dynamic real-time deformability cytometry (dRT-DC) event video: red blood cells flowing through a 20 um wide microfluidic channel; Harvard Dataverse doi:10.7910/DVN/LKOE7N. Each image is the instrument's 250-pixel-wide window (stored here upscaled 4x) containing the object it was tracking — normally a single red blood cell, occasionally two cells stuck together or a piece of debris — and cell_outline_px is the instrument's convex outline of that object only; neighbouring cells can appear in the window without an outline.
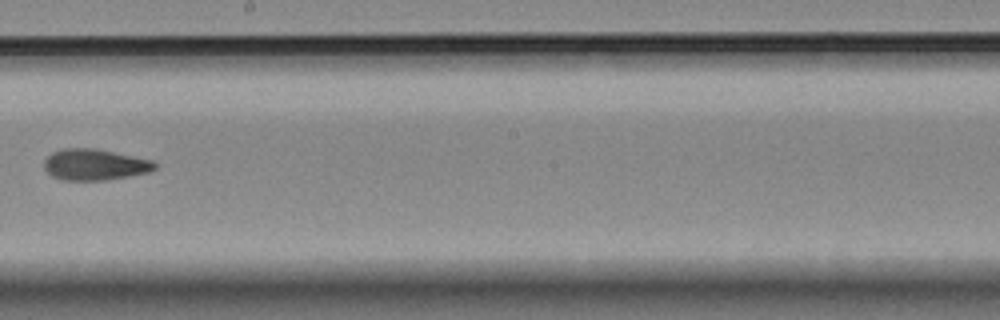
{"species": "Egyptian fruit bat (a non-hibernating species)", "species_latin": "Rousettus aegyptiacus", "temperature_condition": "room temperature", "stored_images_in_passage": 10, "camera_frame_rate_fps": 3000, "um_per_image_px": 0.085, "animal": {"sex": "female"}, "frame": {"image": 1, "passage_image": 9, "time_ms": 10.333, "image_size_px": [1000, 320], "cell_outline_px": [[156, 168], [148, 172], [128, 176], [104, 180], [64, 180], [52, 176], [44, 168], [44, 160], [52, 152], [64, 148], [96, 148], [152, 160], [156, 164]], "centroid_in_image_um": [8.03, 13.98], "position_along_channel_um": 240.2, "area_um2": 20.0}}
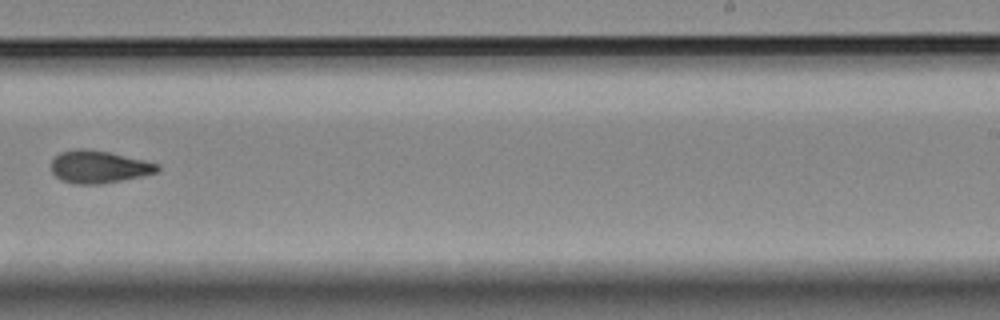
{"frame": {"image": 2, "passage_image": 10, "time_ms": 11.333, "image_size_px": [1000, 320], "cell_outline_px": [[160, 172], [100, 184], [76, 184], [60, 180], [52, 172], [52, 160], [60, 152], [76, 148], [84, 148], [108, 152], [144, 160], [160, 164]], "centroid_in_image_um": [8.4, 14.18], "position_along_channel_um": 280.6, "area_um2": 20.06}}